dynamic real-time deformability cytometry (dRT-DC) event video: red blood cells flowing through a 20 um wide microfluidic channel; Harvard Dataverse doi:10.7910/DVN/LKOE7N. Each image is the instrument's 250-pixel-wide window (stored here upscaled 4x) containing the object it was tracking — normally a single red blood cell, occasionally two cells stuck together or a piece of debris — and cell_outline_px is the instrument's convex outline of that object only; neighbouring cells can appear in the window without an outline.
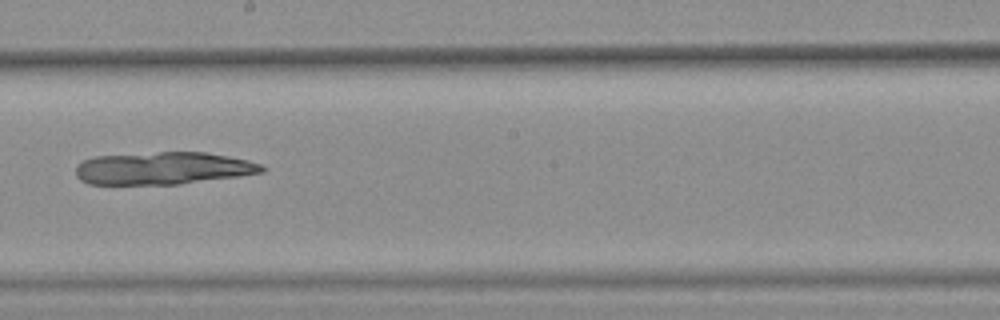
{"species": "common noctule bat (a hibernating species)", "species_latin": "Nyctalus noctula", "temperature_condition": "warm", "stored_images_in_passage": 46, "camera_frame_rate_fps": 3000, "um_per_image_px": 0.085, "animal": {"sex": "female", "body_mass_g": 25.1}, "frame": {"image": 1, "passage_image": 29, "time_ms": 9.333, "image_size_px": [1000, 320], "cell_outline_px": [[268, 168], [264, 172], [240, 176], [180, 184], [88, 184], [80, 180], [76, 176], [76, 168], [84, 160], [92, 156], [160, 152], [204, 152], [228, 156], [248, 160], [260, 164]], "centroid_in_image_um": [13.88, 14.3], "position_along_channel_um": 234.3, "area_um2": 35.32}}